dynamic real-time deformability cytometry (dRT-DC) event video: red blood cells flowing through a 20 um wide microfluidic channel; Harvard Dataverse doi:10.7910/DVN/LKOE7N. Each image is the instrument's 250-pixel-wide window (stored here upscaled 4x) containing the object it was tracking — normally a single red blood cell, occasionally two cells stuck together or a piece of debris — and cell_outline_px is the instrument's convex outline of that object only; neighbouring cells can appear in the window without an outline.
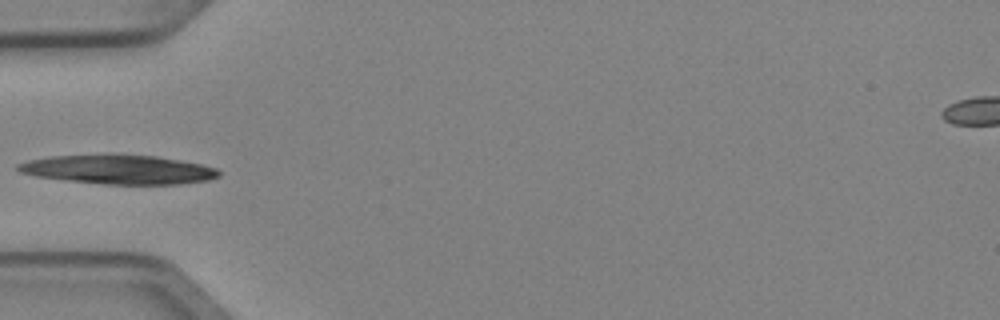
{"species": "Egyptian fruit bat (a non-hibernating species)", "species_latin": "Rousettus aegyptiacus", "temperature_condition": "cold", "stored_images_in_passage": 6, "camera_frame_rate_fps": 3000, "um_per_image_px": 0.085, "animal": {"sex": "female"}, "frame": {"image": 1, "passage_image": 5, "time_ms": 1.333, "image_size_px": [1000, 320], "cell_outline_px": [[220, 176], [208, 180], [180, 184], [104, 184], [64, 180], [36, 176], [20, 172], [16, 168], [16, 164], [28, 160], [52, 156], [112, 152], [156, 156], [180, 160], [200, 164], [216, 168], [220, 172]], "centroid_in_image_um": [10.04, 14.38], "position_along_channel_um": 75.0, "area_um2": 34.85}}
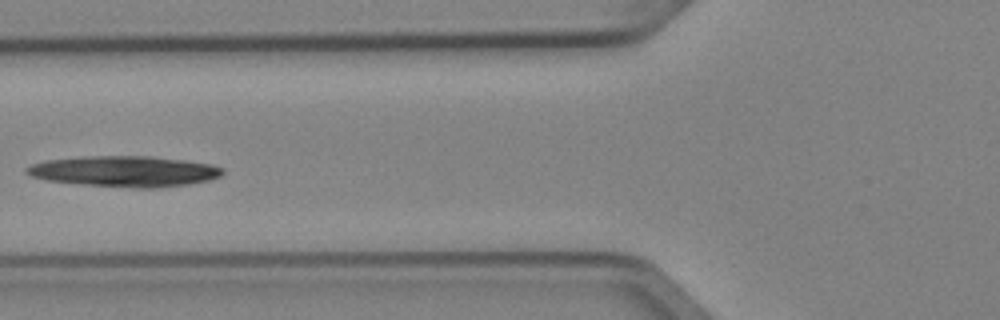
{"frame": {"image": 2, "passage_image": 6, "time_ms": 1.667, "image_size_px": [1000, 320], "cell_outline_px": [[224, 172], [220, 176], [212, 180], [188, 184], [156, 188], [136, 188], [88, 184], [44, 180], [32, 176], [24, 172], [24, 168], [32, 164], [44, 160], [84, 156], [152, 156], [184, 160], [212, 164], [224, 168]], "centroid_in_image_um": [10.6, 14.55], "position_along_channel_um": 115.2, "area_um2": 35.26}}